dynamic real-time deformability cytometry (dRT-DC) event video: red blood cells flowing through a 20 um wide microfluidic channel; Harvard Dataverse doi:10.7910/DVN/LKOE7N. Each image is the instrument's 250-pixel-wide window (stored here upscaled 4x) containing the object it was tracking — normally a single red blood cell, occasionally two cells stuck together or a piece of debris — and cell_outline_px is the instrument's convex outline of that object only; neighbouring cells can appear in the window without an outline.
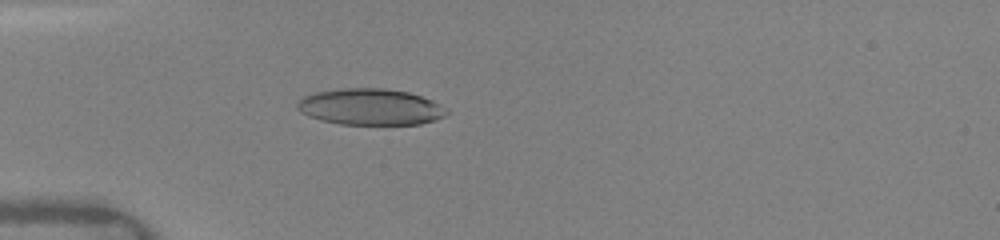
{"species": "human", "species_latin": "Homo sapiens", "temperature_condition": "warm", "stored_images_in_passage": 4, "camera_frame_rate_fps": 3000, "um_per_image_px": 0.085, "donor": {"sex": "female"}, "frame": {"image": 1, "passage_image": 4, "time_ms": 2.333, "image_size_px": [1000, 240], "cell_outline_px": [[448, 112], [444, 116], [420, 124], [340, 124], [320, 120], [308, 116], [300, 112], [296, 108], [296, 104], [304, 96], [316, 92], [340, 88], [384, 88], [408, 92], [432, 100]], "centroid_in_image_um": [31.42, 9.08], "position_along_channel_um": 53.6, "area_um2": 31.39}}